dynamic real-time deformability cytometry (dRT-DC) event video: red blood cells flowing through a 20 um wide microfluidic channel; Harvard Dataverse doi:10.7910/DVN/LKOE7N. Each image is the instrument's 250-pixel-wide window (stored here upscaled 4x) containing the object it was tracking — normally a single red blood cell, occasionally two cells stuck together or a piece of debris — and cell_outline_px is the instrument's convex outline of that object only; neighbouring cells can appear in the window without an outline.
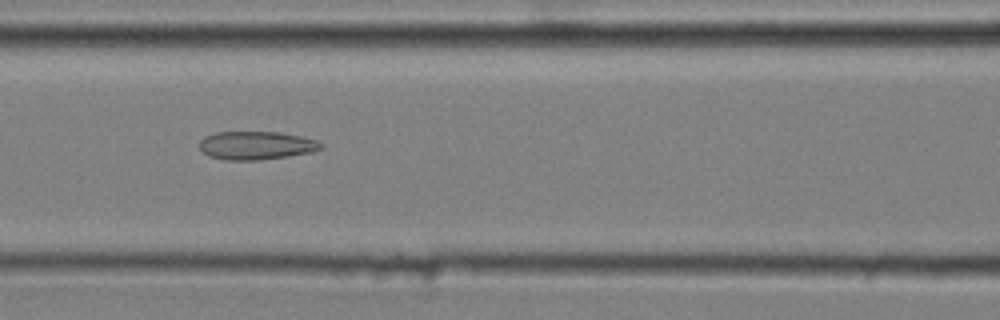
{"species": "common noctule bat (a hibernating species)", "species_latin": "Nyctalus noctula", "temperature_condition": "cold", "stored_images_in_passage": 49, "camera_frame_rate_fps": 3000, "um_per_image_px": 0.085, "animal": {"sex": "male", "body_mass_g": 20.4}, "frame": {"image": 1, "passage_image": 23, "time_ms": 7.333, "image_size_px": [1000, 320], "cell_outline_px": [[324, 144], [320, 148], [312, 152], [288, 156], [260, 160], [228, 160], [208, 156], [200, 148], [200, 140], [204, 136], [216, 132], [280, 132], [300, 136], [316, 140]], "centroid_in_image_um": [21.77, 12.36], "position_along_channel_um": 144.8, "area_um2": 20.0}}
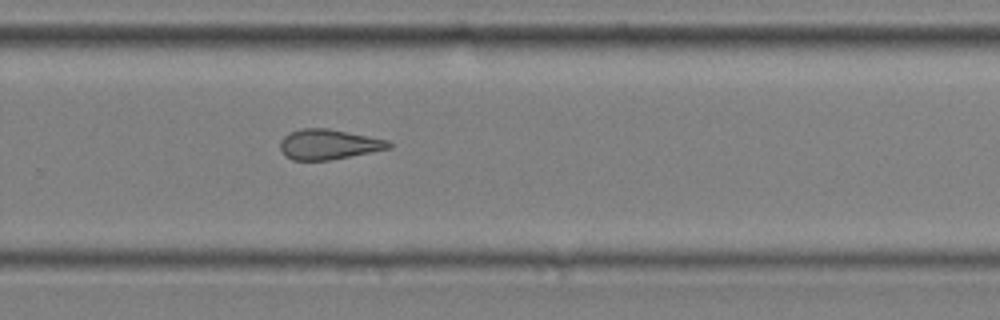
{"frame": {"image": 2, "passage_image": 36, "time_ms": 11.667, "image_size_px": [1000, 320], "cell_outline_px": [[392, 148], [328, 160], [292, 160], [280, 148], [280, 140], [288, 132], [300, 128], [328, 128], [388, 140], [392, 144]], "centroid_in_image_um": [27.92, 12.25], "position_along_channel_um": 301.9, "area_um2": 18.96}}
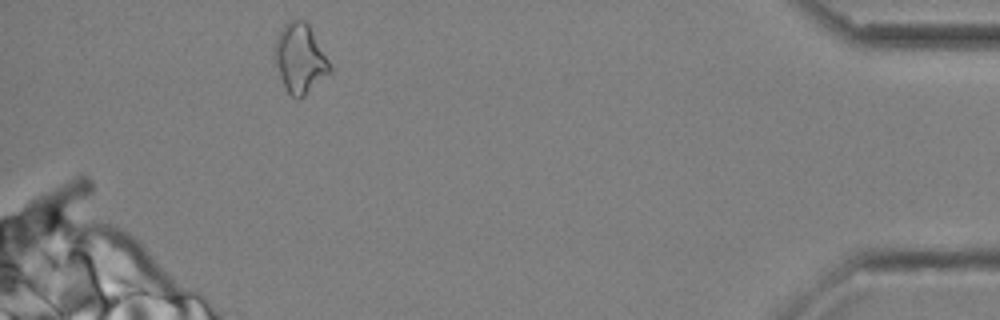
{"frame": {"image": 3, "passage_image": 49, "time_ms": 16.0, "image_size_px": [1000, 320], "cell_outline_px": [[332, 68], [300, 100], [296, 100], [288, 92], [280, 76], [272, 56], [272, 48], [284, 24], [292, 20], [304, 20], [308, 24], [328, 60]], "centroid_in_image_um": [25.44, 4.97], "position_along_channel_um": 409.8, "area_um2": 21.85}, "authors_computed_cell_mechanics": {"area_um2": 20.3456, "velocity_mm_per_s": 3.6349, "shape_relaxation_time_tau1_ms": null, "shape_relaxation_time_tau2_ms": 3.3742, "deformation_change_tau1": null, "deformation_change_tau2": 0.1315}}